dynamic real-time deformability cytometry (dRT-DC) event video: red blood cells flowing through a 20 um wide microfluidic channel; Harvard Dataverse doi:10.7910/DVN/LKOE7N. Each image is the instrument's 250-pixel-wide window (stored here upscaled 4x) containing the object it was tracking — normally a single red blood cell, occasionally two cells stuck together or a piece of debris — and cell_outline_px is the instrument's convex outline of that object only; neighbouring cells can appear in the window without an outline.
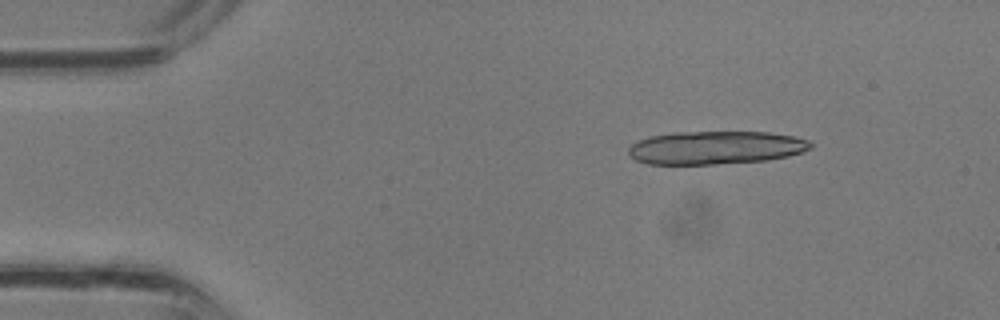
{"species": "common noctule bat (a hibernating species)", "species_latin": "Nyctalus noctula", "temperature_condition": "room temperature", "stored_images_in_passage": 30, "camera_frame_rate_fps": 3000, "um_per_image_px": 0.085, "animal": {"sex": "male", "body_mass_g": 13.3}, "frame": {"image": 1, "passage_image": 1, "time_ms": 0.0, "image_size_px": [1000, 320], "cell_outline_px": [[812, 148], [804, 152], [788, 156], [768, 160], [712, 164], [648, 164], [636, 160], [628, 152], [628, 148], [632, 144], [648, 136], [672, 132], [768, 132], [792, 136], [808, 140], [812, 144]], "centroid_in_image_um": [60.84, 12.55], "position_along_channel_um": 24.2, "area_um2": 35.26}}
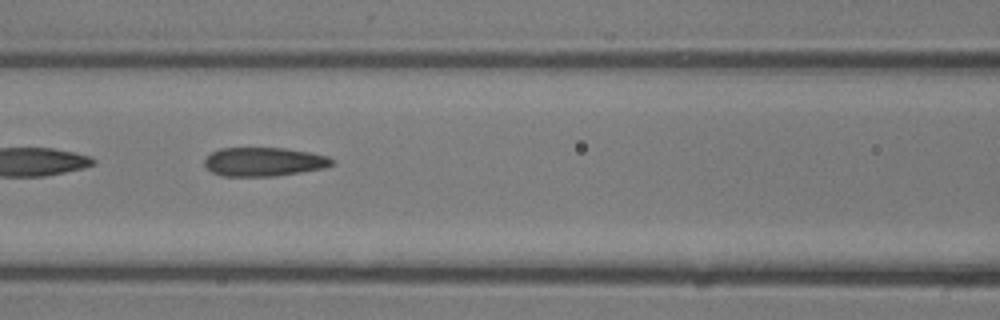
{"frame": {"image": 2, "passage_image": 11, "time_ms": 3.333, "image_size_px": [1000, 320], "cell_outline_px": [[336, 160], [332, 164], [324, 168], [276, 176], [224, 176], [212, 172], [204, 164], [204, 160], [212, 152], [220, 148], [284, 148], [308, 152], [328, 156]], "centroid_in_image_um": [22.44, 13.75], "position_along_channel_um": 144.2, "area_um2": 21.33}}
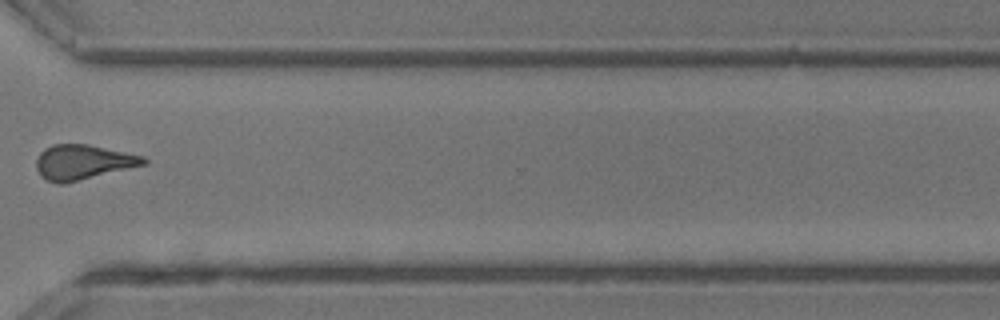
{"frame": {"image": 3, "passage_image": 22, "time_ms": 7.0, "image_size_px": [1000, 320], "cell_outline_px": [[148, 164], [64, 184], [56, 184], [40, 176], [36, 168], [36, 160], [40, 152], [44, 148], [52, 144], [88, 144], [144, 156], [148, 160]], "centroid_in_image_um": [7.05, 13.79], "position_along_channel_um": 363.6, "area_um2": 22.02}}